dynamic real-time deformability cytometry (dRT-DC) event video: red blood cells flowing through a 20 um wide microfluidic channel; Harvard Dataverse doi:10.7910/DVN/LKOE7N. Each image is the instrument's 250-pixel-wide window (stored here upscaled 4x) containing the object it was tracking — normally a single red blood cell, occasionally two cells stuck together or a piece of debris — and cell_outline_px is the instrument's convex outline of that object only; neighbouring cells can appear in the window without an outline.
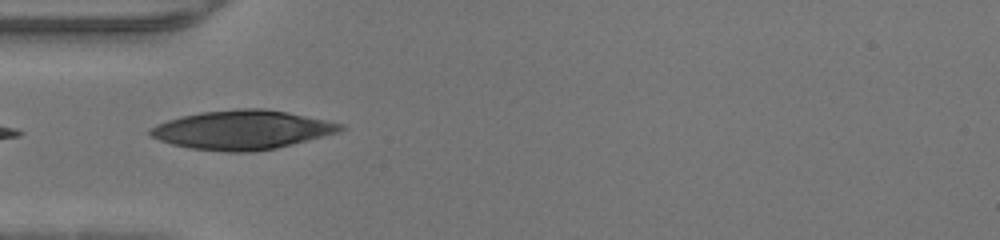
{"species": "human", "species_latin": "Homo sapiens", "temperature_condition": "warm", "stored_images_in_passage": 18, "camera_frame_rate_fps": 3000, "um_per_image_px": 0.085, "donor": {"sex": "male"}, "frame": {"image": 1, "passage_image": 1, "time_ms": 0.0, "image_size_px": [1000, 240], "cell_outline_px": [[348, 128], [340, 132], [276, 148], [252, 152], [224, 152], [192, 148], [172, 144], [160, 140], [152, 136], [148, 132], [156, 124], [180, 116], [200, 112], [240, 108], [264, 108], [288, 112], [344, 124]], "centroid_in_image_um": [20.62, 11.03], "position_along_channel_um": 64.4, "area_um2": 43.29}}
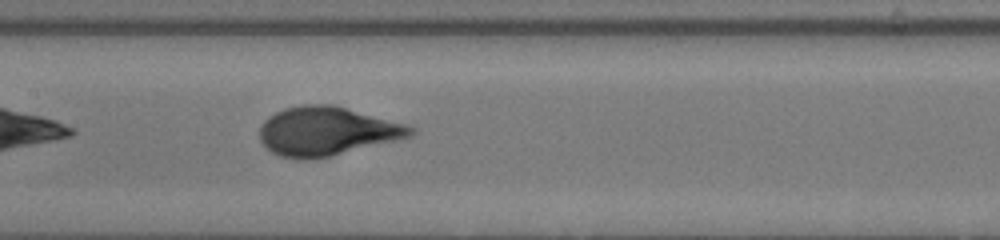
{"frame": {"image": 2, "passage_image": 9, "time_ms": 2.667, "image_size_px": [1000, 240], "cell_outline_px": [[416, 132], [412, 136], [400, 140], [328, 156], [308, 160], [300, 160], [280, 156], [272, 152], [260, 140], [260, 124], [268, 116], [284, 108], [304, 104], [328, 104], [408, 124], [416, 128]], "centroid_in_image_um": [27.79, 11.16], "position_along_channel_um": 179.6, "area_um2": 42.89}}
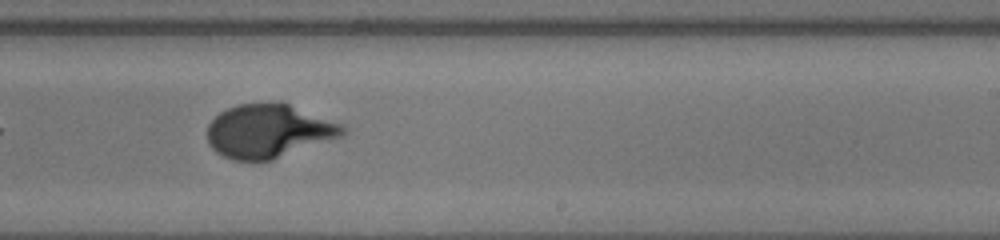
{"frame": {"image": 3, "passage_image": 15, "time_ms": 4.667, "image_size_px": [1000, 240], "cell_outline_px": [[348, 132], [340, 136], [272, 160], [232, 160], [216, 152], [208, 144], [208, 124], [220, 112], [228, 108], [240, 104], [288, 104], [344, 124], [348, 128]], "centroid_in_image_um": [22.84, 11.15], "position_along_channel_um": 266.2, "area_um2": 41.67}}